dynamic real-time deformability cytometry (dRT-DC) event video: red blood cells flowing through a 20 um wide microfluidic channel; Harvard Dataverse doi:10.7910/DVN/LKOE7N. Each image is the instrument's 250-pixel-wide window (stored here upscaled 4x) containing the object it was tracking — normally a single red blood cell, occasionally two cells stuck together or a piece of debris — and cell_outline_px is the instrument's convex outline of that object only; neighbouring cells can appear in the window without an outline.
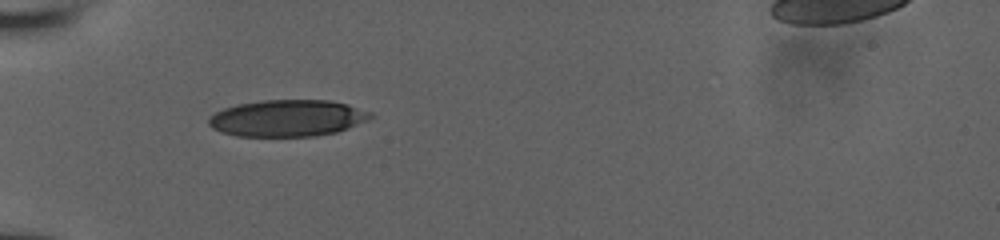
{"species": "human", "species_latin": "Homo sapiens", "temperature_condition": "room temperature", "stored_images_in_passage": 35, "camera_frame_rate_fps": 3000, "um_per_image_px": 0.085, "donor": {"sex": "male"}, "frame": {"image": 1, "passage_image": 1, "time_ms": 0.0, "image_size_px": [1000, 240], "cell_outline_px": [[372, 116], [368, 120], [348, 128], [336, 132], [312, 136], [236, 136], [220, 132], [212, 128], [208, 124], [208, 120], [216, 112], [224, 108], [236, 104], [264, 100], [328, 100], [348, 104], [372, 112]], "centroid_in_image_um": [24.43, 10.04], "position_along_channel_um": 60.6, "area_um2": 34.56}}
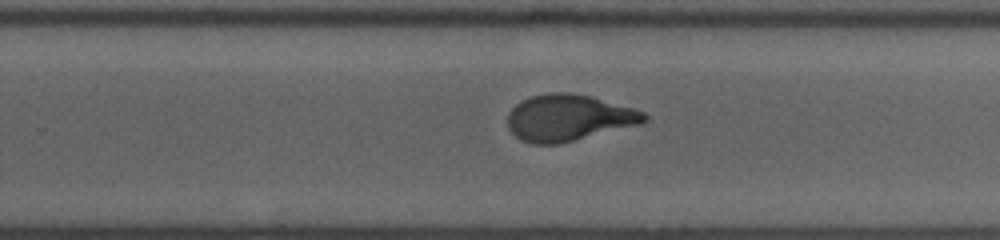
{"frame": {"image": 2, "passage_image": 18, "time_ms": 5.667, "image_size_px": [1000, 240], "cell_outline_px": [[648, 120], [640, 124], [560, 144], [532, 144], [520, 140], [508, 128], [508, 112], [520, 100], [528, 96], [548, 92], [572, 92], [592, 96], [636, 108], [644, 112], [648, 116]], "centroid_in_image_um": [48.34, 9.99], "position_along_channel_um": 281.5, "area_um2": 37.51}}
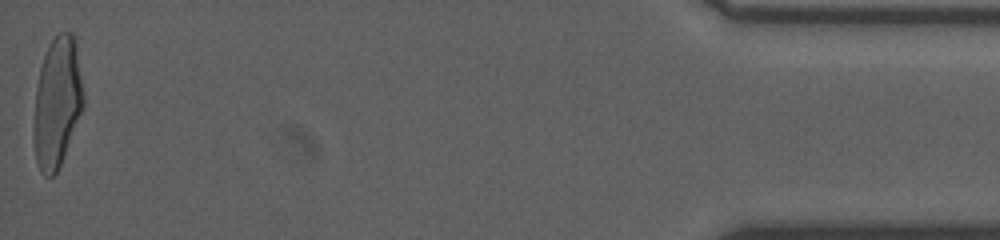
{"frame": {"image": 3, "passage_image": 35, "time_ms": 11.333, "image_size_px": [1000, 240], "cell_outline_px": [[84, 108], [60, 164], [56, 172], [52, 176], [44, 176], [40, 172], [36, 160], [36, 88], [40, 68], [48, 44], [60, 32], [72, 32], [76, 40], [84, 96]], "centroid_in_image_um": [4.91, 8.64], "position_along_channel_um": 430.3, "area_um2": 36.93}}